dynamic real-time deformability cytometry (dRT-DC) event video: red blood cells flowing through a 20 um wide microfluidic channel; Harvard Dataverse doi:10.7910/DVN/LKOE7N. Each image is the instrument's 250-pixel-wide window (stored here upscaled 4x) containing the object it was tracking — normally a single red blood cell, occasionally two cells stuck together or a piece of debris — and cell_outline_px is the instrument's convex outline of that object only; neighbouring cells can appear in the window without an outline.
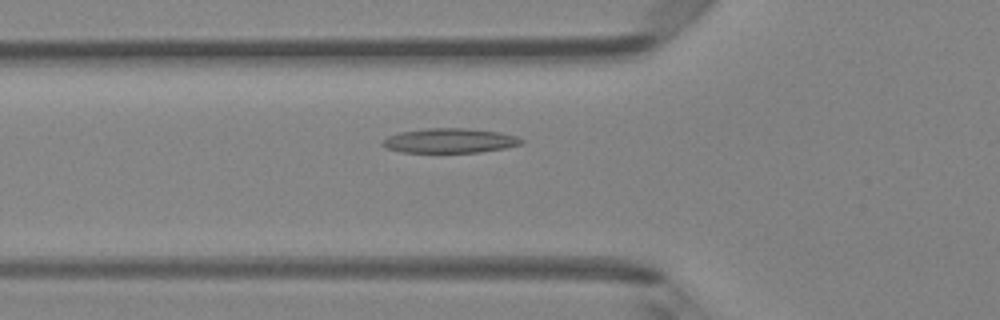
{"species": "Egyptian fruit bat (a non-hibernating species)", "species_latin": "Rousettus aegyptiacus", "temperature_condition": "room temperature", "stored_images_in_passage": 36, "camera_frame_rate_fps": 3000, "um_per_image_px": 0.085, "animal": {"sex": "female"}, "frame": {"image": 1, "passage_image": 5, "time_ms": 1.333, "image_size_px": [1000, 320], "cell_outline_px": [[524, 140], [520, 144], [504, 148], [480, 152], [400, 152], [388, 148], [380, 144], [388, 136], [400, 132], [428, 128], [464, 128], [500, 132], [516, 136]], "centroid_in_image_um": [38.22, 11.95], "position_along_channel_um": 87.6, "area_um2": 19.71}}
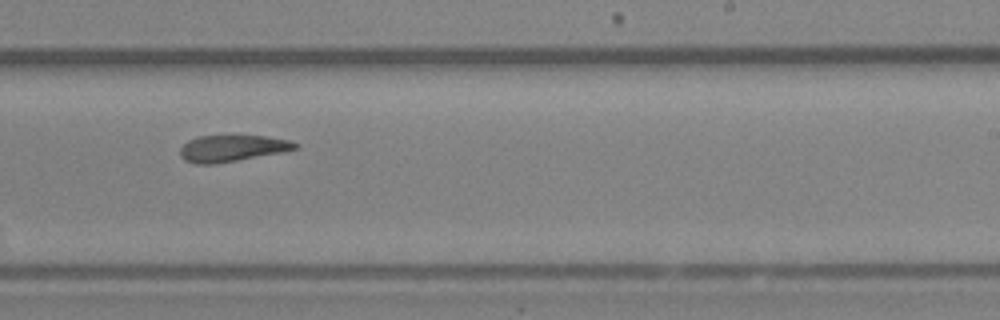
{"frame": {"image": 2, "passage_image": 18, "time_ms": 5.667, "image_size_px": [1000, 320], "cell_outline_px": [[300, 144], [296, 148], [284, 152], [216, 164], [196, 164], [184, 160], [180, 156], [180, 148], [188, 140], [196, 136], [264, 136], [288, 140]], "centroid_in_image_um": [19.71, 12.61], "position_along_channel_um": 269.3, "area_um2": 17.8}}
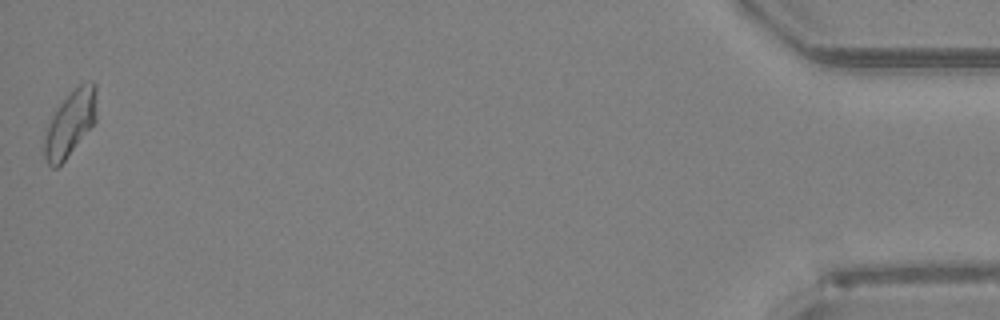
{"frame": {"image": 3, "passage_image": 36, "time_ms": 11.667, "image_size_px": [1000, 320], "cell_outline_px": [[96, 120], [64, 160], [56, 168], [52, 168], [48, 164], [44, 156], [44, 136], [48, 124], [52, 116], [60, 104], [80, 84], [88, 80], [92, 80], [96, 84]], "centroid_in_image_um": [5.97, 10.47], "position_along_channel_um": 429.2, "area_um2": 19.54}, "authors_computed_cell_mechanics": {"area_um2": 18.9873, "velocity_mm_per_s": 4.2107, "shape_relaxation_time_tau1_ms": null, "shape_relaxation_time_tau2_ms": 5.9569, "deformation_change_tau1": null, "deformation_change_tau2": 0.1508}}